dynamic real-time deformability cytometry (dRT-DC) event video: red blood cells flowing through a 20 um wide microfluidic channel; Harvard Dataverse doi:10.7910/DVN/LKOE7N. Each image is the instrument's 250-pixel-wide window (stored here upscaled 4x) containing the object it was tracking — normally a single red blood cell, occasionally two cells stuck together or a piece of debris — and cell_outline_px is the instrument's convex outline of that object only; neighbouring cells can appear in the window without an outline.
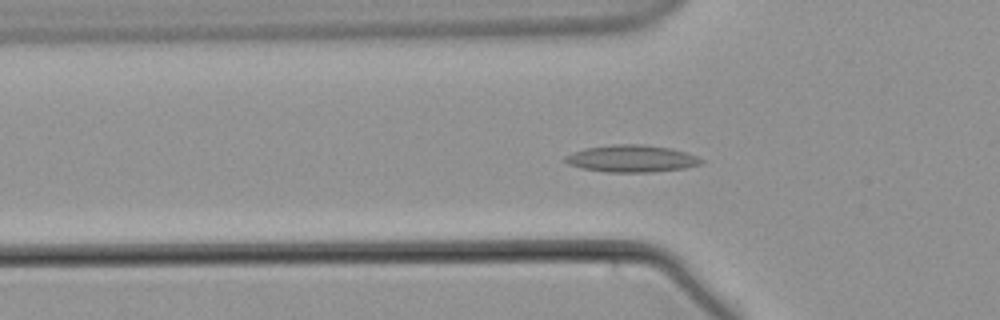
{"species": "common noctule bat (a hibernating species)", "species_latin": "Nyctalus noctula", "temperature_condition": "warm", "stored_images_in_passage": 58, "camera_frame_rate_fps": 3000, "um_per_image_px": 0.085, "animal": {"sex": "male", "body_mass_g": 21.5, "forearm_length_mm": 52.0}, "frame": {"image": 1, "passage_image": 20, "time_ms": 6.333, "image_size_px": [1000, 320], "cell_outline_px": [[704, 160], [700, 164], [684, 168], [652, 172], [604, 172], [580, 168], [568, 164], [564, 160], [564, 156], [572, 152], [584, 148], [612, 144], [640, 144], [668, 148], [684, 152], [696, 156]], "centroid_in_image_um": [53.61, 13.48], "position_along_channel_um": 72.2, "area_um2": 21.44}}
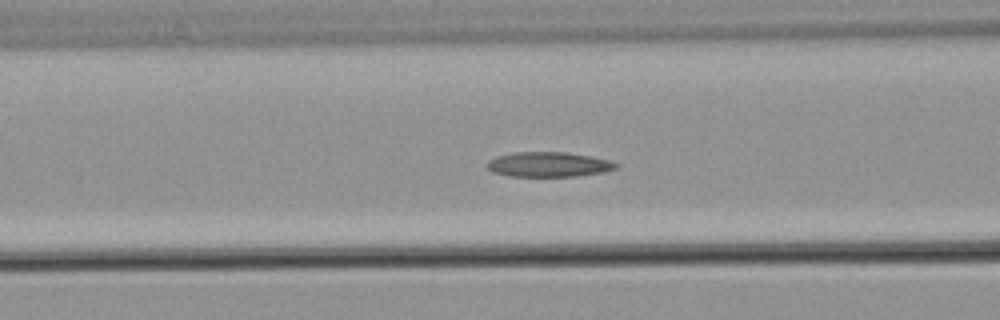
{"frame": {"image": 2, "passage_image": 24, "time_ms": 7.667, "image_size_px": [1000, 320], "cell_outline_px": [[620, 168], [604, 172], [576, 176], [508, 176], [492, 172], [488, 168], [488, 160], [496, 156], [512, 152], [564, 152], [592, 156], [608, 160], [620, 164]], "centroid_in_image_um": [46.66, 13.97], "position_along_channel_um": 119.9, "area_um2": 18.84}}
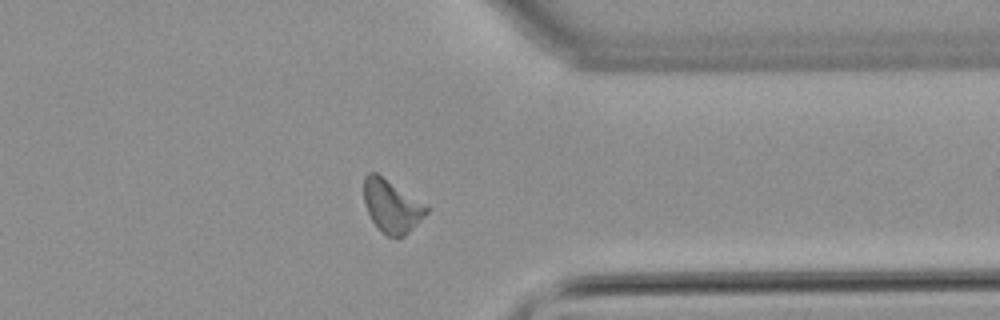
{"frame": {"image": 3, "passage_image": 46, "time_ms": 15.0, "image_size_px": [1000, 320], "cell_outline_px": [[428, 212], [404, 236], [396, 240], [388, 236], [372, 220], [364, 204], [364, 176], [368, 172], [376, 172], [428, 208]], "centroid_in_image_um": [33.25, 17.54], "position_along_channel_um": 378.2, "area_um2": 18.61}}